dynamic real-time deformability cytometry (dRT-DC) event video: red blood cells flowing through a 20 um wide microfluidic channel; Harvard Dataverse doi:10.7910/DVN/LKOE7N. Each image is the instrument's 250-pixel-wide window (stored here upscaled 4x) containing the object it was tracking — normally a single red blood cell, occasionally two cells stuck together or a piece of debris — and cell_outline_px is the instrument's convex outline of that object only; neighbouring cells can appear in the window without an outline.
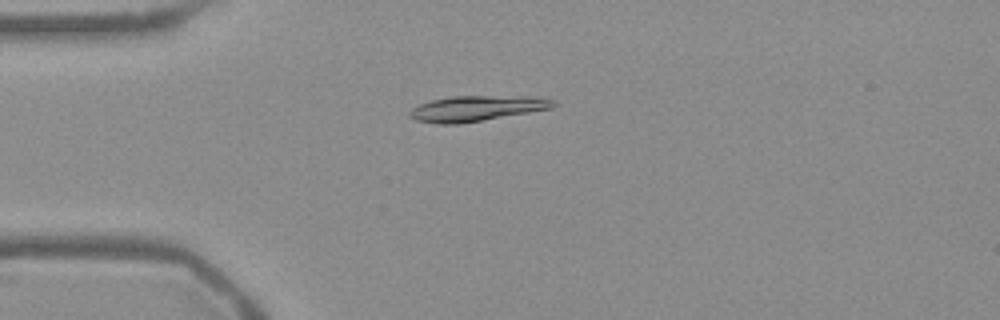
{"species": "Egyptian fruit bat (a non-hibernating species)", "species_latin": "Rousettus aegyptiacus", "temperature_condition": "warm", "stored_images_in_passage": 43, "camera_frame_rate_fps": 3000, "um_per_image_px": 0.085, "frame": {"image": 1, "passage_image": 3, "time_ms": 0.667, "image_size_px": [1000, 320], "cell_outline_px": [[556, 104], [552, 108], [460, 124], [440, 124], [416, 120], [408, 116], [408, 112], [412, 108], [420, 104], [432, 100], [452, 96], [536, 96], [556, 100]], "centroid_in_image_um": [40.52, 9.21], "position_along_channel_um": 44.5, "area_um2": 21.33}}
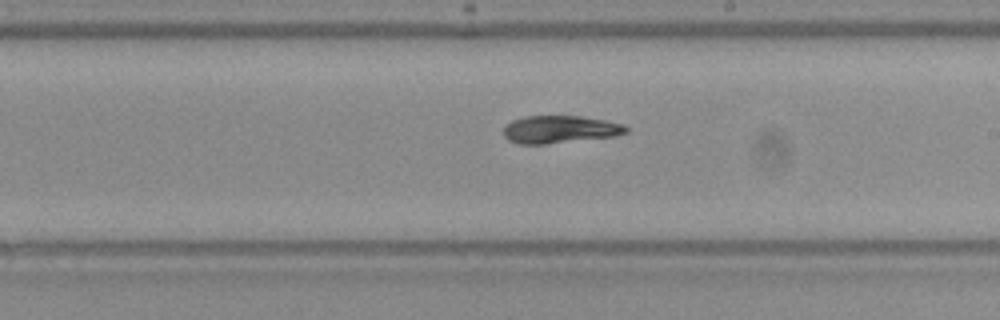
{"frame": {"image": 2, "passage_image": 20, "time_ms": 6.333, "image_size_px": [1000, 320], "cell_outline_px": [[628, 132], [616, 136], [544, 144], [520, 144], [508, 140], [504, 136], [504, 124], [512, 120], [524, 116], [580, 116], [604, 120], [624, 124], [628, 128]], "centroid_in_image_um": [47.57, 10.99], "position_along_channel_um": 241.4, "area_um2": 19.77}}
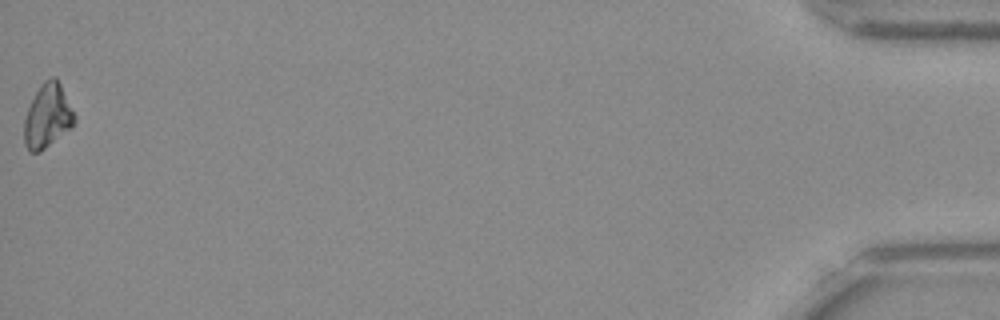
{"frame": {"image": 3, "passage_image": 43, "time_ms": 14.0, "image_size_px": [1000, 320], "cell_outline_px": [[76, 120], [72, 128], [40, 152], [28, 152], [24, 144], [24, 120], [28, 108], [40, 84], [44, 80], [52, 76], [56, 76], [76, 116]], "centroid_in_image_um": [4.04, 9.88], "position_along_channel_um": 431.2, "area_um2": 18.84}, "authors_computed_cell_mechanics": {"area_um2": 19.4786, "velocity_mm_per_s": 3.7838, "shape_relaxation_time_tau1_ms": null, "shape_relaxation_time_tau2_ms": 3.4038, "deformation_change_tau1": null, "deformation_change_tau2": 0.0779}}